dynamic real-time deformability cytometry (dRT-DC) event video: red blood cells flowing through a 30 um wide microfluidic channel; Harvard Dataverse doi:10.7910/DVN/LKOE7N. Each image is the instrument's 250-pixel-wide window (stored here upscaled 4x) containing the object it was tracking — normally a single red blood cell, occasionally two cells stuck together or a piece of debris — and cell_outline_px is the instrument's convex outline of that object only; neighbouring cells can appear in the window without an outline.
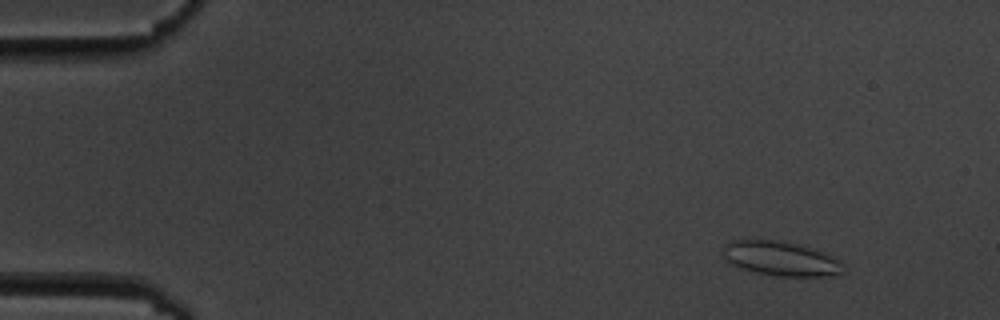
{"species": "common noctule bat (a hibernating species)", "species_latin": "Nyctalus noctula", "temperature_condition": "cold", "stored_images_in_passage": 15, "camera_frame_rate_fps": 3000, "um_per_image_px": 0.085, "animal": {"sex": "male", "body_mass_g": 19.5, "forearm_length_mm": 54.6}, "frame": {"image": 1, "passage_image": 2, "time_ms": 1.333, "image_size_px": [1000, 320], "cell_outline_px": [[844, 272], [824, 276], [776, 276], [756, 272], [732, 264], [724, 260], [720, 252], [724, 244], [728, 240], [752, 236], [784, 240], [832, 256], [840, 260], [844, 264]], "centroid_in_image_um": [66.23, 21.91], "position_along_channel_um": 18.8, "area_um2": 24.97}}
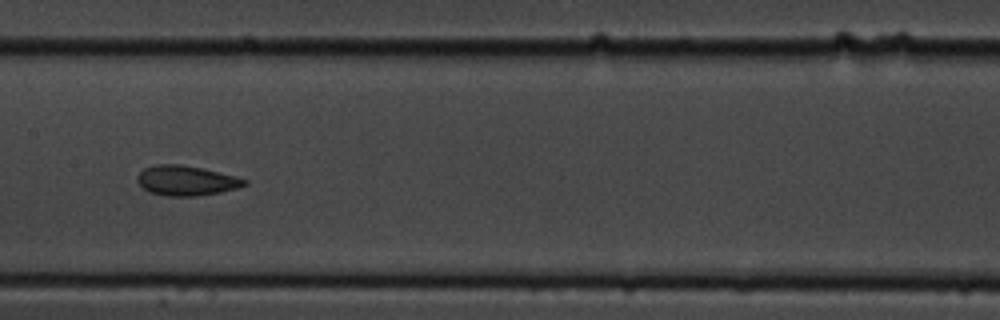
{"frame": {"image": 2, "passage_image": 8, "time_ms": 9.0, "image_size_px": [1000, 320], "cell_outline_px": [[248, 184], [236, 188], [220, 192], [196, 196], [164, 196], [148, 192], [136, 180], [136, 176], [144, 168], [156, 164], [180, 164], [204, 168], [236, 176], [248, 180]], "centroid_in_image_um": [15.82, 15.34], "position_along_channel_um": 191.6, "area_um2": 18.84}}
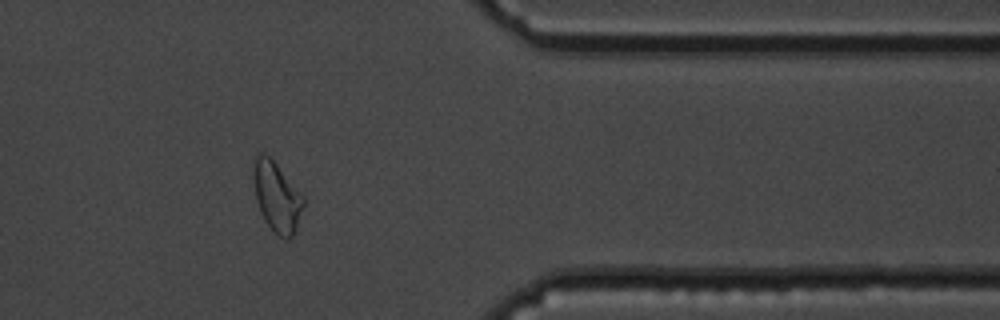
{"frame": {"image": 3, "passage_image": 13, "time_ms": 15.0, "image_size_px": [1000, 320], "cell_outline_px": [[304, 204], [296, 228], [292, 236], [288, 240], [276, 236], [264, 220], [260, 212], [256, 200], [252, 176], [252, 164], [256, 152], [260, 152], [268, 156], [276, 164], [304, 196]], "centroid_in_image_um": [23.49, 16.73], "position_along_channel_um": 387.9, "area_um2": 20.58}, "authors_computed_cell_mechanics": {"area_um2": 19.7098, "velocity_mm_per_s": 3.5316, "shape_relaxation_time_tau1_ms": 5.221, "shape_relaxation_time_tau2_ms": 2.0467, "deformation_change_tau1": 0.1006, "deformation_change_tau2": 0.0832}}